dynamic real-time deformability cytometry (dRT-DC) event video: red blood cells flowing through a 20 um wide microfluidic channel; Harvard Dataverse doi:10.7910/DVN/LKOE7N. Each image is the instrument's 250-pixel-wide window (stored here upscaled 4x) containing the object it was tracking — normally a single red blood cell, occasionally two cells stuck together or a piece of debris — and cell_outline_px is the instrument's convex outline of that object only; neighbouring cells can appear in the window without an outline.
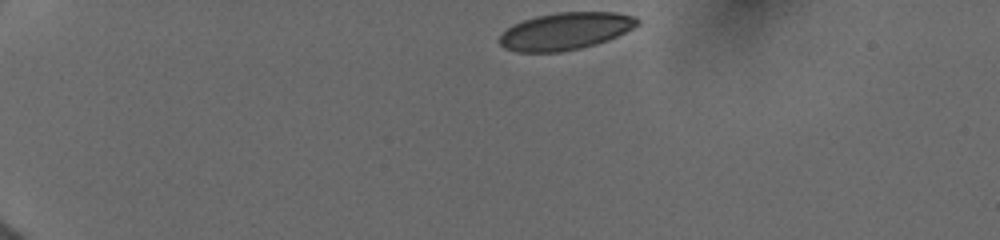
{"species": "human", "species_latin": "Homo sapiens", "temperature_condition": "cold", "stored_images_in_passage": 10, "camera_frame_rate_fps": 3000, "um_per_image_px": 0.085, "donor": {"sex": "female"}, "frame": {"image": 1, "passage_image": 1, "time_ms": 0.0, "image_size_px": [1000, 240], "cell_outline_px": [[640, 24], [608, 40], [596, 44], [580, 48], [560, 52], [516, 52], [504, 48], [496, 40], [512, 24], [536, 16], [556, 12], [616, 12], [636, 16], [640, 20]], "centroid_in_image_um": [48.05, 2.64], "position_along_channel_um": 36.9, "area_um2": 30.06}}